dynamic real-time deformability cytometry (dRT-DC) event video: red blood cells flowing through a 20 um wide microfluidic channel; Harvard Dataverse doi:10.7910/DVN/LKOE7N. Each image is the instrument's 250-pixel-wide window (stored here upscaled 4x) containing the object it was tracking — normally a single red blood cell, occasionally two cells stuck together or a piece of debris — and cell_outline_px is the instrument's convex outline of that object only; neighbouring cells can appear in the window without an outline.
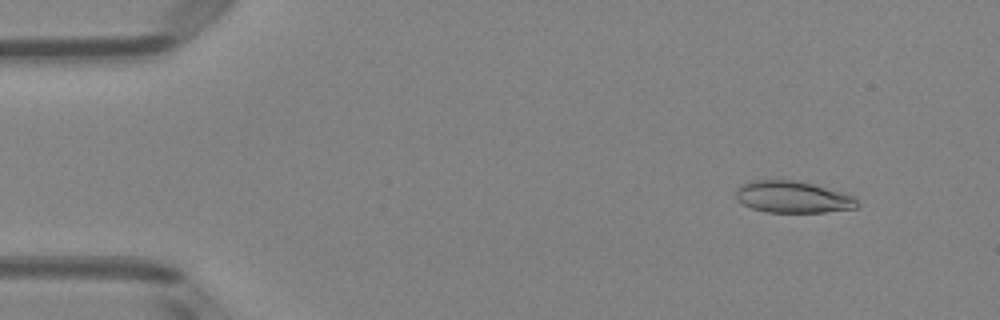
{"species": "Egyptian fruit bat (a non-hibernating species)", "species_latin": "Rousettus aegyptiacus", "temperature_condition": "room temperature", "stored_images_in_passage": 50, "camera_frame_rate_fps": 3000, "um_per_image_px": 0.085, "animal": {"sex": "female"}, "frame": {"image": 1, "passage_image": 5, "time_ms": 1.333, "image_size_px": [1000, 320], "cell_outline_px": [[860, 204], [856, 208], [824, 212], [768, 212], [752, 208], [736, 200], [736, 192], [740, 184], [752, 180], [796, 180], [812, 184], [840, 192], [852, 196]], "centroid_in_image_um": [67.35, 16.74], "position_along_channel_um": 17.6, "area_um2": 22.25}}
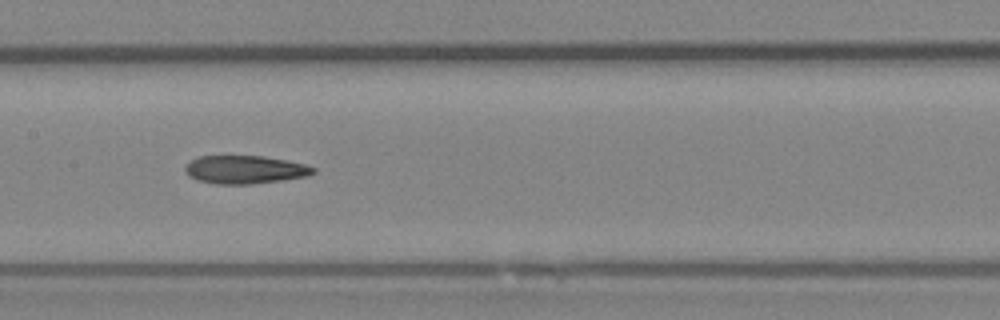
{"frame": {"image": 2, "passage_image": 25, "time_ms": 8.0, "image_size_px": [1000, 320], "cell_outline_px": [[316, 172], [308, 176], [252, 184], [216, 184], [196, 180], [188, 176], [184, 172], [184, 168], [192, 160], [200, 156], [264, 156], [288, 160], [304, 164], [316, 168]], "centroid_in_image_um": [20.82, 14.42], "position_along_channel_um": 186.6, "area_um2": 21.1}}
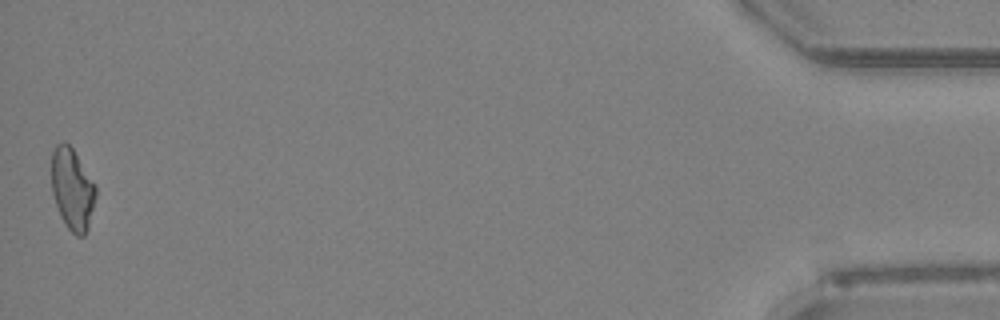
{"frame": {"image": 3, "passage_image": 50, "time_ms": 16.333, "image_size_px": [1000, 320], "cell_outline_px": [[96, 196], [88, 228], [84, 236], [76, 236], [68, 228], [60, 216], [52, 192], [52, 152], [56, 144], [64, 140], [72, 148], [96, 184]], "centroid_in_image_um": [6.15, 16.06], "position_along_channel_um": 429.0, "area_um2": 21.04}}